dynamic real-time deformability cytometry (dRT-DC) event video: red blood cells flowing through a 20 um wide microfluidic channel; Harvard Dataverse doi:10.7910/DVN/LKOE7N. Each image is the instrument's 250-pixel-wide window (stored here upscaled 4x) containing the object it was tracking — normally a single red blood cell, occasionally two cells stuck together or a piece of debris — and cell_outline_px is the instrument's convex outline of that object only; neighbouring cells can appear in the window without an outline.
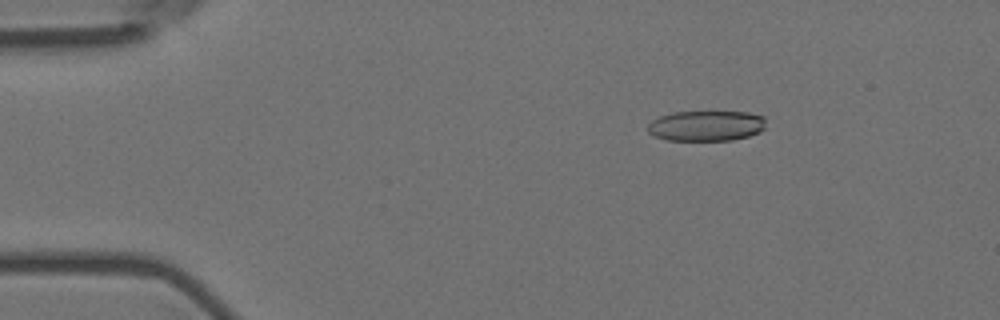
{"species": "Egyptian fruit bat (a non-hibernating species)", "species_latin": "Rousettus aegyptiacus", "temperature_condition": "room temperature", "stored_images_in_passage": 6, "camera_frame_rate_fps": 3000, "um_per_image_px": 0.085, "animal": {"sex": "female"}, "frame": {"image": 1, "passage_image": 3, "time_ms": 0.667, "image_size_px": [1000, 320], "cell_outline_px": [[764, 128], [760, 132], [748, 136], [732, 140], [664, 140], [648, 132], [648, 124], [652, 120], [660, 116], [672, 112], [748, 112], [764, 116]], "centroid_in_image_um": [60.02, 10.69], "position_along_channel_um": 25.0, "area_um2": 20.92}}